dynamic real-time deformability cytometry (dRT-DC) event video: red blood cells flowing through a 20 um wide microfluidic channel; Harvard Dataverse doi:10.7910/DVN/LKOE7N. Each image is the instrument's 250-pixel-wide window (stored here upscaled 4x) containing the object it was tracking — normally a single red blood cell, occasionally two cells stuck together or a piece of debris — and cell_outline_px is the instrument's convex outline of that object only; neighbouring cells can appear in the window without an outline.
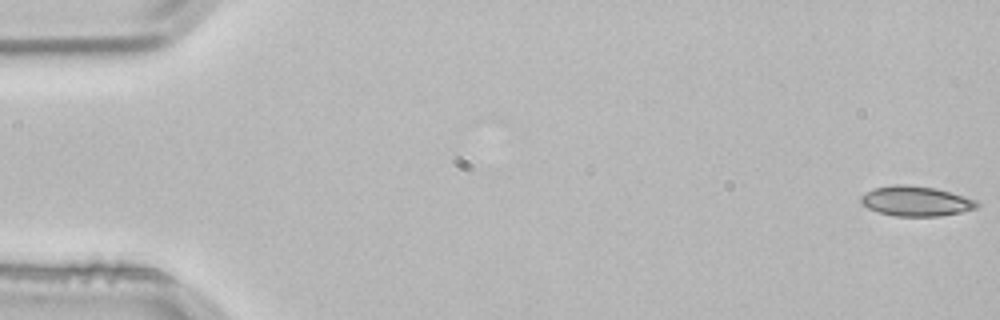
{"species": "common noctule bat (a hibernating species)", "species_latin": "Nyctalus noctula", "temperature_condition": "room temperature", "stored_images_in_passage": 3, "camera_frame_rate_fps": 3000, "um_per_image_px": 0.085, "animal": {"sex": "male", "body_mass_g": 21.5, "forearm_length_mm": 52.0}, "frame": {"image": 1, "passage_image": 1, "time_ms": 0.0, "image_size_px": [1000, 320], "cell_outline_px": [[980, 204], [976, 208], [960, 212], [940, 216], [896, 216], [880, 212], [868, 208], [860, 200], [860, 196], [876, 188], [896, 184], [900, 184], [936, 188], [964, 196], [976, 200]], "centroid_in_image_um": [77.88, 17.1], "position_along_channel_um": 7.1, "area_um2": 19.94}}
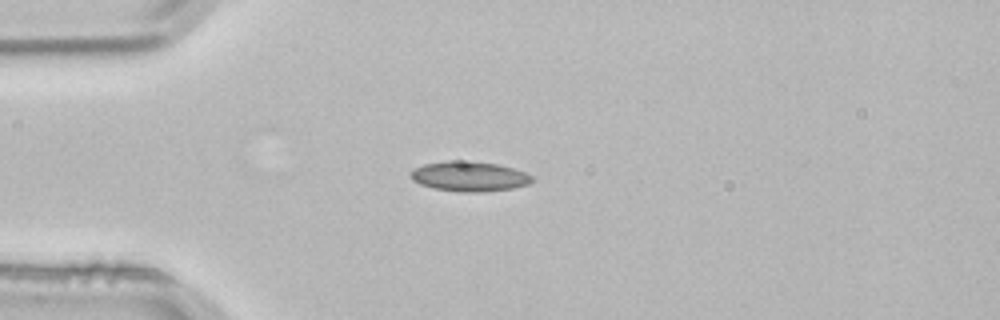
{"frame": {"image": 2, "passage_image": 3, "time_ms": 0.667, "image_size_px": [1000, 320], "cell_outline_px": [[532, 180], [528, 184], [512, 188], [484, 192], [464, 192], [432, 188], [420, 184], [412, 180], [408, 176], [408, 172], [412, 168], [424, 164], [448, 160], [472, 160], [496, 164], [512, 168], [524, 172], [532, 176]], "centroid_in_image_um": [39.81, 14.98], "position_along_channel_um": 45.2, "area_um2": 21.44}}